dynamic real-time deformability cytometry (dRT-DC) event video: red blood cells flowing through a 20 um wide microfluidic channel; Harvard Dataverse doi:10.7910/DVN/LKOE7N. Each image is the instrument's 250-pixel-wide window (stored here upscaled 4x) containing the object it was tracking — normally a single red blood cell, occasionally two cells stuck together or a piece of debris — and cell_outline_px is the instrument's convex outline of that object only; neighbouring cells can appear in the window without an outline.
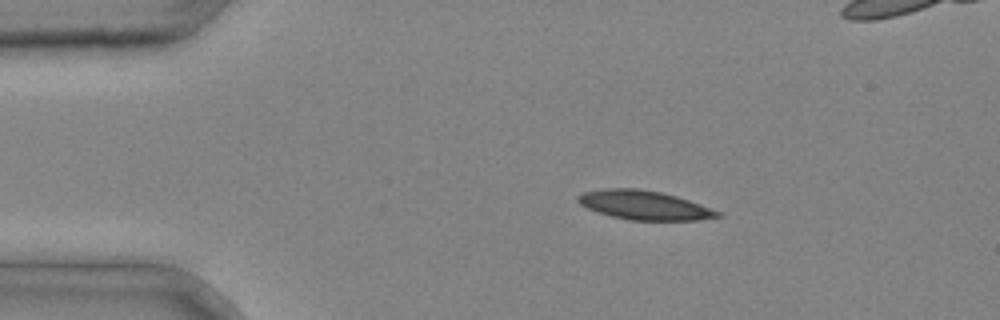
{"species": "common noctule bat (a hibernating species)", "species_latin": "Nyctalus noctula", "temperature_condition": "cold", "stored_images_in_passage": 4, "segment_of_instrument_passage": [2, 2], "camera_frame_rate_fps": 3000, "um_per_image_px": 0.085, "animal": {"sex": "male", "body_mass_g": 20.4}, "frame": {"image": 1, "passage_image": 4, "time_ms": 1.0, "image_size_px": [1000, 320], "cell_outline_px": [[724, 216], [696, 220], [628, 220], [596, 212], [580, 204], [576, 200], [576, 196], [584, 192], [604, 188], [636, 188], [660, 192], [676, 196], [724, 212]], "centroid_in_image_um": [54.77, 17.44], "position_along_channel_um": 30.2, "area_um2": 23.76}}